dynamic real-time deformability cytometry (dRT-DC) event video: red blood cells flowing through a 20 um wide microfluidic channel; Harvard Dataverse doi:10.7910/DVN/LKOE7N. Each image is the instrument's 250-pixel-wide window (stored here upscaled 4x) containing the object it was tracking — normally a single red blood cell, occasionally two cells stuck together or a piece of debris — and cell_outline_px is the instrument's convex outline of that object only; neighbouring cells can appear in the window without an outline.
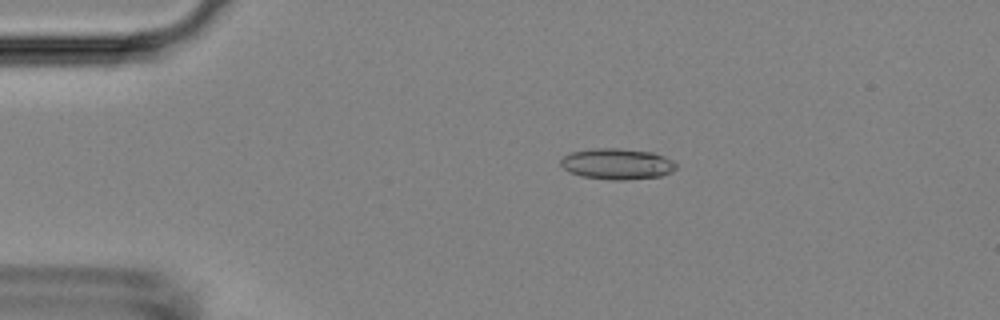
{"species": "Egyptian fruit bat (a non-hibernating species)", "species_latin": "Rousettus aegyptiacus", "temperature_condition": "room temperature", "stored_images_in_passage": 5, "camera_frame_rate_fps": 3000, "um_per_image_px": 0.085, "animal": {"sex": "female"}, "frame": {"image": 1, "passage_image": 2, "time_ms": 0.333, "image_size_px": [1000, 320], "cell_outline_px": [[676, 168], [672, 172], [660, 176], [628, 180], [612, 180], [580, 176], [568, 172], [560, 164], [560, 160], [564, 156], [572, 152], [596, 148], [620, 148], [652, 152], [664, 156], [672, 160], [676, 164]], "centroid_in_image_um": [52.45, 13.94], "position_along_channel_um": 32.5, "area_um2": 20.92}}